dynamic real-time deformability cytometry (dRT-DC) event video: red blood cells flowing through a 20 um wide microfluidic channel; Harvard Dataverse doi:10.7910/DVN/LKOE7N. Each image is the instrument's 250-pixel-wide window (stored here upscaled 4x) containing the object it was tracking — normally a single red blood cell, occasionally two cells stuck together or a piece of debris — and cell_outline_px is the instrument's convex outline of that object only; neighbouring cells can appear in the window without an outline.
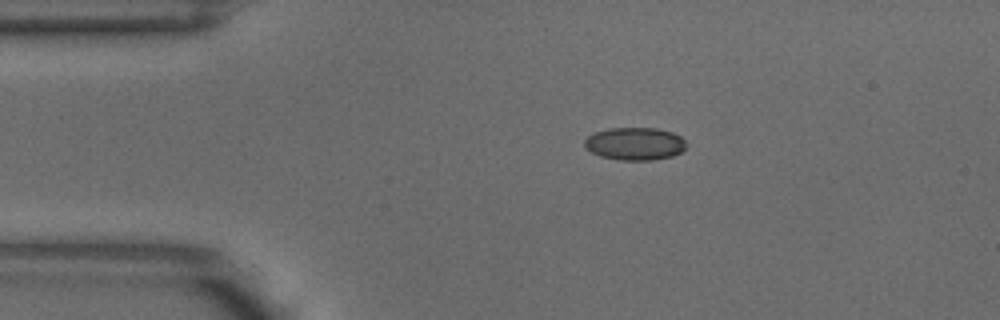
{"species": "common noctule bat (a hibernating species)", "species_latin": "Nyctalus noctula", "temperature_condition": "warm", "stored_images_in_passage": 3, "camera_frame_rate_fps": 3000, "um_per_image_px": 0.085, "animal": {"sex": "male", "body_mass_g": 18.8}, "frame": {"image": 1, "passage_image": 1, "time_ms": 0.0, "image_size_px": [1000, 320], "cell_outline_px": [[688, 144], [680, 152], [672, 156], [652, 160], [620, 160], [600, 156], [592, 152], [584, 144], [584, 140], [588, 136], [596, 132], [608, 128], [656, 128], [672, 132], [680, 136]], "centroid_in_image_um": [53.98, 12.21], "position_along_channel_um": 31.0, "area_um2": 19.31}}